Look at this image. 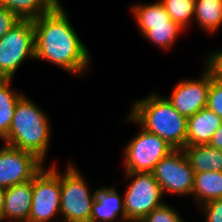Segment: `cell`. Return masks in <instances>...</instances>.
Here are the masks:
<instances>
[{
    "instance_id": "1",
    "label": "cell",
    "mask_w": 222,
    "mask_h": 222,
    "mask_svg": "<svg viewBox=\"0 0 222 222\" xmlns=\"http://www.w3.org/2000/svg\"><path fill=\"white\" fill-rule=\"evenodd\" d=\"M35 32V60H45L71 75H87L90 51L70 22L63 3L32 20Z\"/></svg>"
},
{
    "instance_id": "2",
    "label": "cell",
    "mask_w": 222,
    "mask_h": 222,
    "mask_svg": "<svg viewBox=\"0 0 222 222\" xmlns=\"http://www.w3.org/2000/svg\"><path fill=\"white\" fill-rule=\"evenodd\" d=\"M126 121L141 126L146 131L156 134L174 149L186 146L187 117L181 115L169 100L150 93L145 98L133 101Z\"/></svg>"
},
{
    "instance_id": "3",
    "label": "cell",
    "mask_w": 222,
    "mask_h": 222,
    "mask_svg": "<svg viewBox=\"0 0 222 222\" xmlns=\"http://www.w3.org/2000/svg\"><path fill=\"white\" fill-rule=\"evenodd\" d=\"M51 121L38 104L23 95L15 113L4 144L34 154L43 163L51 140Z\"/></svg>"
},
{
    "instance_id": "4",
    "label": "cell",
    "mask_w": 222,
    "mask_h": 222,
    "mask_svg": "<svg viewBox=\"0 0 222 222\" xmlns=\"http://www.w3.org/2000/svg\"><path fill=\"white\" fill-rule=\"evenodd\" d=\"M77 168L73 163H68L61 173L62 219H57V222H90L95 191H90L89 184Z\"/></svg>"
},
{
    "instance_id": "5",
    "label": "cell",
    "mask_w": 222,
    "mask_h": 222,
    "mask_svg": "<svg viewBox=\"0 0 222 222\" xmlns=\"http://www.w3.org/2000/svg\"><path fill=\"white\" fill-rule=\"evenodd\" d=\"M26 59L35 60L33 21L21 19L0 39V79H12Z\"/></svg>"
},
{
    "instance_id": "6",
    "label": "cell",
    "mask_w": 222,
    "mask_h": 222,
    "mask_svg": "<svg viewBox=\"0 0 222 222\" xmlns=\"http://www.w3.org/2000/svg\"><path fill=\"white\" fill-rule=\"evenodd\" d=\"M124 175L126 179H131L123 196L126 222H140L164 203V195L152 172H134Z\"/></svg>"
},
{
    "instance_id": "7",
    "label": "cell",
    "mask_w": 222,
    "mask_h": 222,
    "mask_svg": "<svg viewBox=\"0 0 222 222\" xmlns=\"http://www.w3.org/2000/svg\"><path fill=\"white\" fill-rule=\"evenodd\" d=\"M55 165L54 163L48 168L44 166L33 177V197L28 222H49L60 214L61 173Z\"/></svg>"
},
{
    "instance_id": "8",
    "label": "cell",
    "mask_w": 222,
    "mask_h": 222,
    "mask_svg": "<svg viewBox=\"0 0 222 222\" xmlns=\"http://www.w3.org/2000/svg\"><path fill=\"white\" fill-rule=\"evenodd\" d=\"M124 147V173L152 172L156 164L174 150L156 134L141 126Z\"/></svg>"
},
{
    "instance_id": "9",
    "label": "cell",
    "mask_w": 222,
    "mask_h": 222,
    "mask_svg": "<svg viewBox=\"0 0 222 222\" xmlns=\"http://www.w3.org/2000/svg\"><path fill=\"white\" fill-rule=\"evenodd\" d=\"M152 173L163 195L167 192L176 196H192L195 172L183 149L170 152L156 164Z\"/></svg>"
},
{
    "instance_id": "10",
    "label": "cell",
    "mask_w": 222,
    "mask_h": 222,
    "mask_svg": "<svg viewBox=\"0 0 222 222\" xmlns=\"http://www.w3.org/2000/svg\"><path fill=\"white\" fill-rule=\"evenodd\" d=\"M44 166L34 154L3 143L0 148V187L6 189L32 180Z\"/></svg>"
},
{
    "instance_id": "11",
    "label": "cell",
    "mask_w": 222,
    "mask_h": 222,
    "mask_svg": "<svg viewBox=\"0 0 222 222\" xmlns=\"http://www.w3.org/2000/svg\"><path fill=\"white\" fill-rule=\"evenodd\" d=\"M197 79H186L174 86L170 97H166L183 116L190 117L207 106L208 91L211 85V67L205 62Z\"/></svg>"
},
{
    "instance_id": "12",
    "label": "cell",
    "mask_w": 222,
    "mask_h": 222,
    "mask_svg": "<svg viewBox=\"0 0 222 222\" xmlns=\"http://www.w3.org/2000/svg\"><path fill=\"white\" fill-rule=\"evenodd\" d=\"M115 221L126 222L124 198L120 196L115 186H104L96 189L95 200L92 204L90 222Z\"/></svg>"
},
{
    "instance_id": "13",
    "label": "cell",
    "mask_w": 222,
    "mask_h": 222,
    "mask_svg": "<svg viewBox=\"0 0 222 222\" xmlns=\"http://www.w3.org/2000/svg\"><path fill=\"white\" fill-rule=\"evenodd\" d=\"M33 197V179L5 189L3 221L28 222Z\"/></svg>"
},
{
    "instance_id": "14",
    "label": "cell",
    "mask_w": 222,
    "mask_h": 222,
    "mask_svg": "<svg viewBox=\"0 0 222 222\" xmlns=\"http://www.w3.org/2000/svg\"><path fill=\"white\" fill-rule=\"evenodd\" d=\"M222 119L207 107L187 118L186 146L209 144Z\"/></svg>"
},
{
    "instance_id": "15",
    "label": "cell",
    "mask_w": 222,
    "mask_h": 222,
    "mask_svg": "<svg viewBox=\"0 0 222 222\" xmlns=\"http://www.w3.org/2000/svg\"><path fill=\"white\" fill-rule=\"evenodd\" d=\"M183 151L195 173L222 172V150L203 144L185 146Z\"/></svg>"
},
{
    "instance_id": "16",
    "label": "cell",
    "mask_w": 222,
    "mask_h": 222,
    "mask_svg": "<svg viewBox=\"0 0 222 222\" xmlns=\"http://www.w3.org/2000/svg\"><path fill=\"white\" fill-rule=\"evenodd\" d=\"M192 195L200 207L204 203L222 198V172L195 173Z\"/></svg>"
},
{
    "instance_id": "17",
    "label": "cell",
    "mask_w": 222,
    "mask_h": 222,
    "mask_svg": "<svg viewBox=\"0 0 222 222\" xmlns=\"http://www.w3.org/2000/svg\"><path fill=\"white\" fill-rule=\"evenodd\" d=\"M199 29L212 34L222 26V0H195L194 21Z\"/></svg>"
},
{
    "instance_id": "18",
    "label": "cell",
    "mask_w": 222,
    "mask_h": 222,
    "mask_svg": "<svg viewBox=\"0 0 222 222\" xmlns=\"http://www.w3.org/2000/svg\"><path fill=\"white\" fill-rule=\"evenodd\" d=\"M141 35L149 30V25L168 24L170 15L160 0L154 3L133 4L130 11Z\"/></svg>"
},
{
    "instance_id": "19",
    "label": "cell",
    "mask_w": 222,
    "mask_h": 222,
    "mask_svg": "<svg viewBox=\"0 0 222 222\" xmlns=\"http://www.w3.org/2000/svg\"><path fill=\"white\" fill-rule=\"evenodd\" d=\"M12 79H0V140H3L9 132L15 107L19 99L24 95L12 89Z\"/></svg>"
},
{
    "instance_id": "20",
    "label": "cell",
    "mask_w": 222,
    "mask_h": 222,
    "mask_svg": "<svg viewBox=\"0 0 222 222\" xmlns=\"http://www.w3.org/2000/svg\"><path fill=\"white\" fill-rule=\"evenodd\" d=\"M61 0H0V5L16 14L20 19L34 20L52 11Z\"/></svg>"
},
{
    "instance_id": "21",
    "label": "cell",
    "mask_w": 222,
    "mask_h": 222,
    "mask_svg": "<svg viewBox=\"0 0 222 222\" xmlns=\"http://www.w3.org/2000/svg\"><path fill=\"white\" fill-rule=\"evenodd\" d=\"M183 31L186 30L171 19L168 24L149 25V30L143 34V37L158 46L157 48L167 50L176 44L178 36Z\"/></svg>"
},
{
    "instance_id": "22",
    "label": "cell",
    "mask_w": 222,
    "mask_h": 222,
    "mask_svg": "<svg viewBox=\"0 0 222 222\" xmlns=\"http://www.w3.org/2000/svg\"><path fill=\"white\" fill-rule=\"evenodd\" d=\"M171 19L184 30L194 22L195 0H160Z\"/></svg>"
},
{
    "instance_id": "23",
    "label": "cell",
    "mask_w": 222,
    "mask_h": 222,
    "mask_svg": "<svg viewBox=\"0 0 222 222\" xmlns=\"http://www.w3.org/2000/svg\"><path fill=\"white\" fill-rule=\"evenodd\" d=\"M222 119V80L219 79L215 71L211 68V85L208 91L207 106Z\"/></svg>"
},
{
    "instance_id": "24",
    "label": "cell",
    "mask_w": 222,
    "mask_h": 222,
    "mask_svg": "<svg viewBox=\"0 0 222 222\" xmlns=\"http://www.w3.org/2000/svg\"><path fill=\"white\" fill-rule=\"evenodd\" d=\"M140 222H185L178 210L164 202L161 206L154 209L145 216Z\"/></svg>"
},
{
    "instance_id": "25",
    "label": "cell",
    "mask_w": 222,
    "mask_h": 222,
    "mask_svg": "<svg viewBox=\"0 0 222 222\" xmlns=\"http://www.w3.org/2000/svg\"><path fill=\"white\" fill-rule=\"evenodd\" d=\"M205 222H222V198L204 203L200 206Z\"/></svg>"
},
{
    "instance_id": "26",
    "label": "cell",
    "mask_w": 222,
    "mask_h": 222,
    "mask_svg": "<svg viewBox=\"0 0 222 222\" xmlns=\"http://www.w3.org/2000/svg\"><path fill=\"white\" fill-rule=\"evenodd\" d=\"M20 20L16 14L0 5V39Z\"/></svg>"
},
{
    "instance_id": "27",
    "label": "cell",
    "mask_w": 222,
    "mask_h": 222,
    "mask_svg": "<svg viewBox=\"0 0 222 222\" xmlns=\"http://www.w3.org/2000/svg\"><path fill=\"white\" fill-rule=\"evenodd\" d=\"M205 62L215 71L216 76L222 80V49L209 53Z\"/></svg>"
},
{
    "instance_id": "28",
    "label": "cell",
    "mask_w": 222,
    "mask_h": 222,
    "mask_svg": "<svg viewBox=\"0 0 222 222\" xmlns=\"http://www.w3.org/2000/svg\"><path fill=\"white\" fill-rule=\"evenodd\" d=\"M209 145L216 147L219 150H222V123L219 129L213 134Z\"/></svg>"
},
{
    "instance_id": "29",
    "label": "cell",
    "mask_w": 222,
    "mask_h": 222,
    "mask_svg": "<svg viewBox=\"0 0 222 222\" xmlns=\"http://www.w3.org/2000/svg\"><path fill=\"white\" fill-rule=\"evenodd\" d=\"M5 188L0 187V222L3 221Z\"/></svg>"
}]
</instances>
